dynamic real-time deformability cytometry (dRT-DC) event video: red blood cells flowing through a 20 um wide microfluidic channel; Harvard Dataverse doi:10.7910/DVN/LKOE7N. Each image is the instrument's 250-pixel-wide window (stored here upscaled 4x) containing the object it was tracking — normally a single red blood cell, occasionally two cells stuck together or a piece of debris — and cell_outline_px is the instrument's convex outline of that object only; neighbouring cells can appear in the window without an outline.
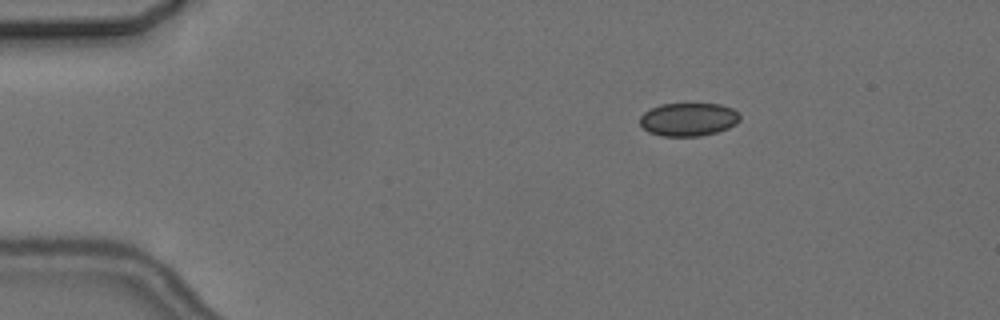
{"species": "common noctule bat (a hibernating species)", "species_latin": "Nyctalus noctula", "temperature_condition": "cold", "stored_images_in_passage": 5, "camera_frame_rate_fps": 3000, "um_per_image_px": 0.085, "animal": {"sex": "female", "body_mass_g": 24.6, "forearm_length_mm": 56.2}, "frame": {"image": 1, "passage_image": 3, "time_ms": 2.333, "image_size_px": [1000, 320], "cell_outline_px": [[740, 120], [736, 124], [728, 128], [716, 132], [700, 136], [660, 136], [648, 132], [640, 124], [640, 116], [644, 112], [660, 104], [720, 104], [732, 108], [740, 116]], "centroid_in_image_um": [58.51, 10.15], "position_along_channel_um": 26.5, "area_um2": 19.36}}